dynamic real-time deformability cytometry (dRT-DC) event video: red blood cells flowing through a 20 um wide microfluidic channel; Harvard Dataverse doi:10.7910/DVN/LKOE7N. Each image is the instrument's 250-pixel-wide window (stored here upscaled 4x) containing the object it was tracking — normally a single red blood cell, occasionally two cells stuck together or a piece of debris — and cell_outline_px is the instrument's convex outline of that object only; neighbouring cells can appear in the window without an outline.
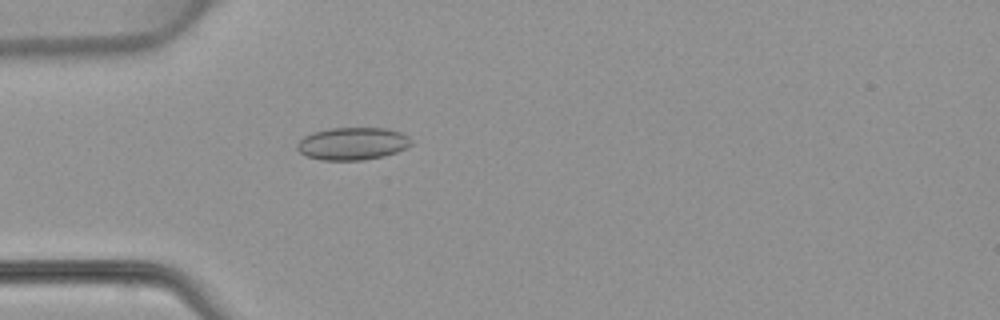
{"species": "common noctule bat (a hibernating species)", "species_latin": "Nyctalus noctula", "temperature_condition": "warm", "stored_images_in_passage": 47, "camera_frame_rate_fps": 3000, "um_per_image_px": 0.085, "animal": {"sex": "female", "body_mass_g": 22.7, "forearm_length_mm": 54.2}, "frame": {"image": 1, "passage_image": 13, "time_ms": 4.0, "image_size_px": [1000, 320], "cell_outline_px": [[412, 144], [396, 152], [384, 156], [360, 160], [320, 160], [308, 156], [300, 152], [296, 148], [296, 144], [304, 136], [312, 132], [328, 128], [388, 128], [400, 132], [408, 136], [412, 140]], "centroid_in_image_um": [29.95, 12.2], "position_along_channel_um": 55.0, "area_um2": 21.68}}
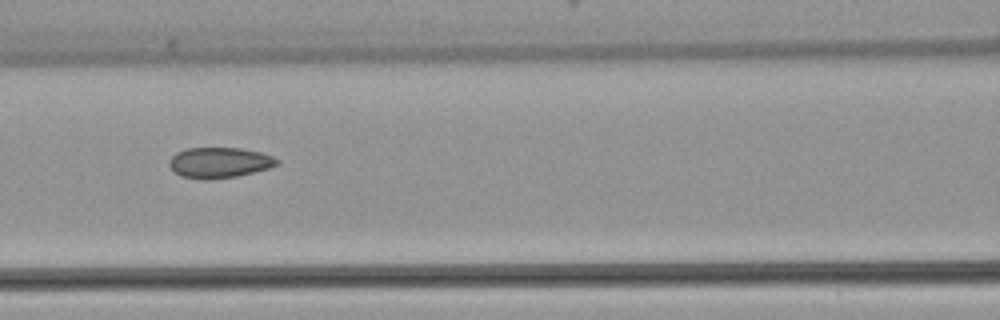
{"frame": {"image": 2, "passage_image": 20, "time_ms": 6.333, "image_size_px": [1000, 320], "cell_outline_px": [[280, 164], [268, 168], [236, 176], [204, 180], [180, 176], [168, 164], [168, 160], [176, 152], [184, 148], [240, 148], [260, 152], [272, 156], [280, 160]], "centroid_in_image_um": [18.63, 13.81], "position_along_channel_um": 148.0, "area_um2": 19.19}}
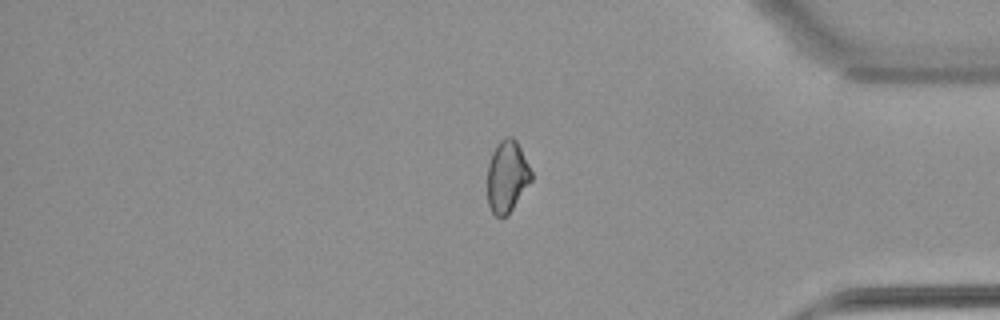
{"frame": {"image": 3, "passage_image": 39, "time_ms": 12.667, "image_size_px": [1000, 320], "cell_outline_px": [[532, 180], [508, 216], [496, 216], [492, 212], [488, 204], [488, 164], [492, 152], [496, 144], [504, 136], [512, 136], [516, 140], [532, 172]], "centroid_in_image_um": [43.1, 14.99], "position_along_channel_um": 392.1, "area_um2": 18.44}}